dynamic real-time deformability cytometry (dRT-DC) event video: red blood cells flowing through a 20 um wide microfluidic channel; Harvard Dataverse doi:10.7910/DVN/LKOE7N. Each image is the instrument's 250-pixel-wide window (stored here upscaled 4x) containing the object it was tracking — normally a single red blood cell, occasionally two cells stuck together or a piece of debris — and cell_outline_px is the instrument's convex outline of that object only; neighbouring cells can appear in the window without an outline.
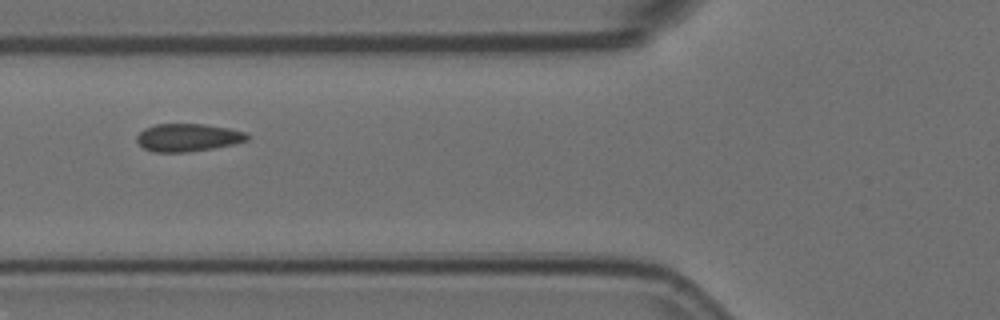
{"species": "Egyptian fruit bat (a non-hibernating species)", "species_latin": "Rousettus aegyptiacus", "temperature_condition": "room temperature", "stored_images_in_passage": 8, "camera_frame_rate_fps": 3000, "um_per_image_px": 0.085, "animal": {"sex": "female"}, "frame": {"image": 1, "passage_image": 7, "time_ms": 2.0, "image_size_px": [1000, 320], "cell_outline_px": [[248, 140], [232, 144], [212, 148], [188, 152], [152, 152], [144, 148], [136, 140], [136, 136], [144, 128], [156, 124], [204, 124], [228, 128], [244, 132], [248, 136]], "centroid_in_image_um": [15.93, 11.69], "position_along_channel_um": 109.9, "area_um2": 17.74}}
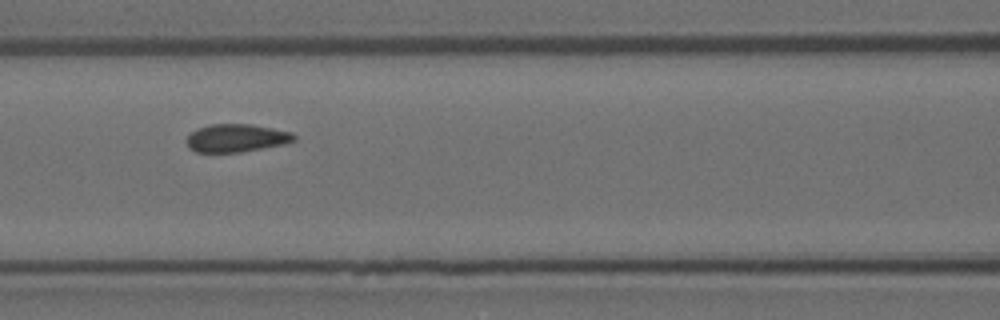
{"frame": {"image": 2, "passage_image": 8, "time_ms": 2.333, "image_size_px": [1000, 320], "cell_outline_px": [[296, 140], [284, 144], [240, 152], [196, 152], [188, 148], [188, 136], [192, 132], [200, 128], [212, 124], [252, 124], [292, 132], [296, 136]], "centroid_in_image_um": [20.13, 11.73], "position_along_channel_um": 146.5, "area_um2": 17.34}}